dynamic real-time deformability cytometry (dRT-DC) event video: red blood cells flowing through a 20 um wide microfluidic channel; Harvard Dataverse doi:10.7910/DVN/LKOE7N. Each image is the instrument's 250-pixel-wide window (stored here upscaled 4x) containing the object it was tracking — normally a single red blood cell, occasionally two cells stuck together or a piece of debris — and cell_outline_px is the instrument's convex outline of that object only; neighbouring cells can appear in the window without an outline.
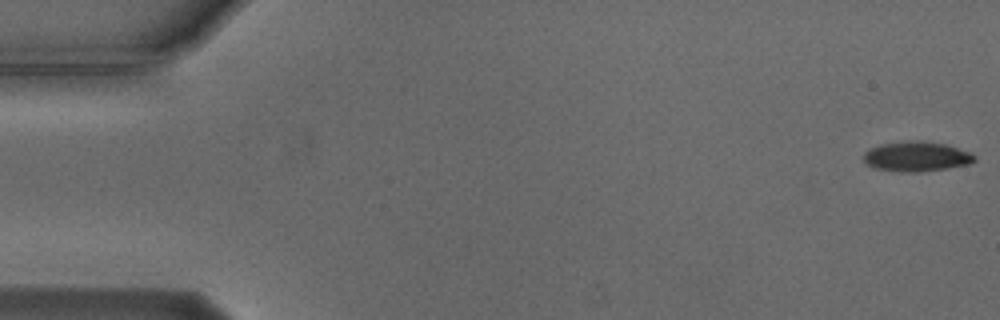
{"species": "Egyptian fruit bat (a non-hibernating species)", "species_latin": "Rousettus aegyptiacus", "temperature_condition": "cold", "stored_images_in_passage": 1, "camera_frame_rate_fps": 3000, "um_per_image_px": 0.085, "animal": {"sex": "male"}, "frame": {"image": 1, "passage_image": 1, "time_ms": 0.0, "image_size_px": [1000, 320], "cell_outline_px": [[976, 160], [968, 164], [948, 168], [916, 172], [908, 172], [876, 168], [868, 164], [864, 160], [864, 152], [880, 144], [908, 140], [916, 140], [944, 144], [972, 152], [976, 156]], "centroid_in_image_um": [77.94, 13.29], "position_along_channel_um": 7.1, "area_um2": 19.13}}